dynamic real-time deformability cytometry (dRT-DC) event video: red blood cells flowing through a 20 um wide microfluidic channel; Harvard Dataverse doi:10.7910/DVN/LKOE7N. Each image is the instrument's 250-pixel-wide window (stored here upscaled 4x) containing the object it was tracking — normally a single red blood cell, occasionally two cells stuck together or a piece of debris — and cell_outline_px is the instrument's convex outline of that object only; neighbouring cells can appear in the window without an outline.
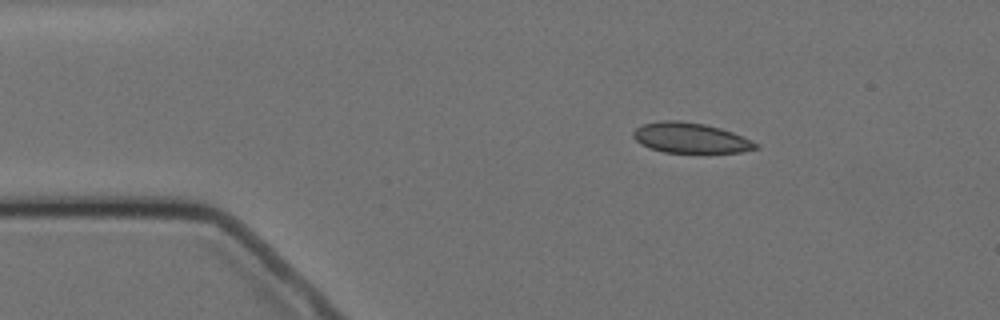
{"species": "Egyptian fruit bat (a non-hibernating species)", "species_latin": "Rousettus aegyptiacus", "temperature_condition": "cold", "stored_images_in_passage": 5, "segment_of_instrument_passage": [1, 2], "camera_frame_rate_fps": 3000, "um_per_image_px": 0.085, "animal": {"sex": "female"}, "frame": {"image": 1, "passage_image": 2, "time_ms": 1.333, "image_size_px": [1000, 320], "cell_outline_px": [[760, 148], [740, 152], [664, 152], [648, 148], [640, 144], [632, 136], [632, 132], [636, 128], [644, 124], [660, 120], [680, 120], [704, 124], [720, 128], [732, 132], [752, 140], [760, 144]], "centroid_in_image_um": [58.69, 11.72], "position_along_channel_um": 26.3, "area_um2": 21.68}}
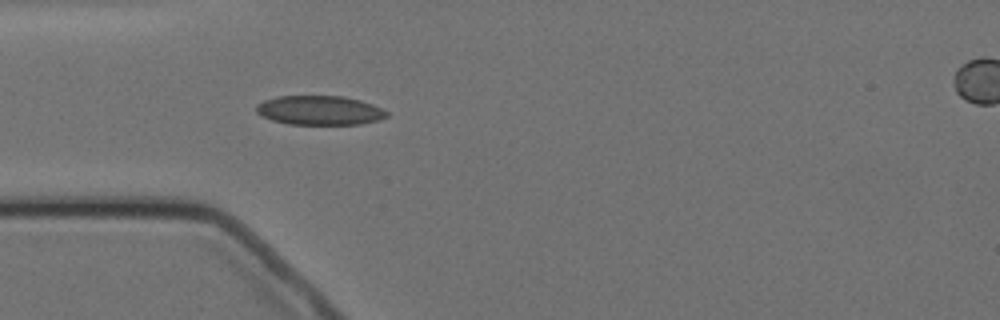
{"frame": {"image": 2, "passage_image": 4, "time_ms": 3.667, "image_size_px": [1000, 320], "cell_outline_px": [[388, 116], [380, 120], [360, 124], [288, 124], [272, 120], [260, 116], [256, 112], [256, 104], [264, 100], [276, 96], [344, 96], [360, 100], [372, 104], [388, 112]], "centroid_in_image_um": [27.14, 9.38], "position_along_channel_um": 57.9, "area_um2": 22.37}}